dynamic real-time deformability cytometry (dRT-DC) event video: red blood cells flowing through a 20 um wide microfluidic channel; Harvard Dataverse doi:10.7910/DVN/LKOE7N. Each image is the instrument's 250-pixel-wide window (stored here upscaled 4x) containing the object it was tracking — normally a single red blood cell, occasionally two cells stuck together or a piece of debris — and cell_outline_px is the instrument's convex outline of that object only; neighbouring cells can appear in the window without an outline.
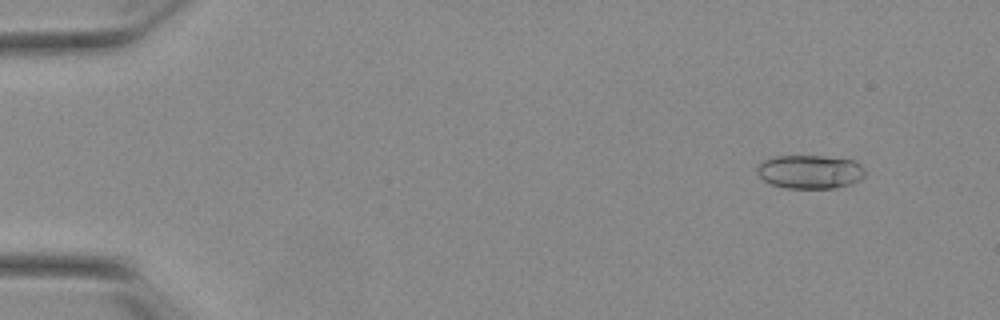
{"species": "Egyptian fruit bat (a non-hibernating species)", "species_latin": "Rousettus aegyptiacus", "temperature_condition": "warm", "stored_images_in_passage": 53, "camera_frame_rate_fps": 3000, "um_per_image_px": 0.085, "animal": {"sex": "female"}, "frame": {"image": 1, "passage_image": 4, "time_ms": 1.0, "image_size_px": [1000, 320], "cell_outline_px": [[864, 176], [860, 180], [852, 184], [832, 188], [784, 188], [772, 184], [764, 180], [756, 172], [756, 168], [764, 160], [772, 156], [824, 156], [852, 160], [860, 164], [864, 168]], "centroid_in_image_um": [68.84, 14.6], "position_along_channel_um": 16.2, "area_um2": 21.21}}
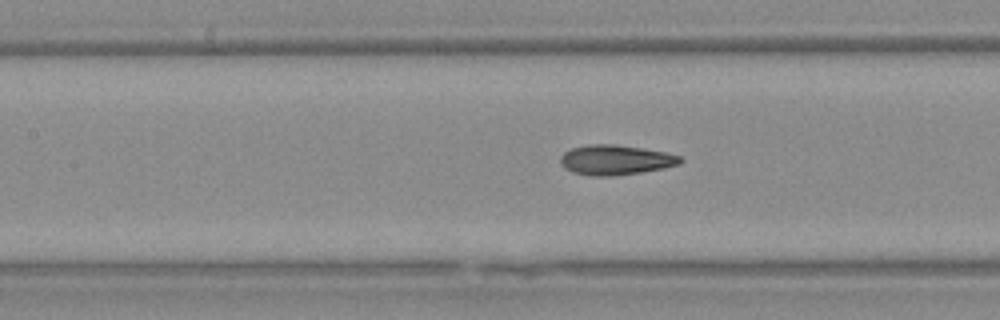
{"frame": {"image": 2, "passage_image": 24, "time_ms": 7.667, "image_size_px": [1000, 320], "cell_outline_px": [[684, 160], [680, 164], [664, 168], [640, 172], [612, 176], [592, 176], [572, 172], [564, 168], [560, 164], [560, 156], [564, 152], [572, 148], [588, 144], [616, 144], [664, 152], [680, 156]], "centroid_in_image_um": [52.29, 13.59], "position_along_channel_um": 155.1, "area_um2": 20.92}}
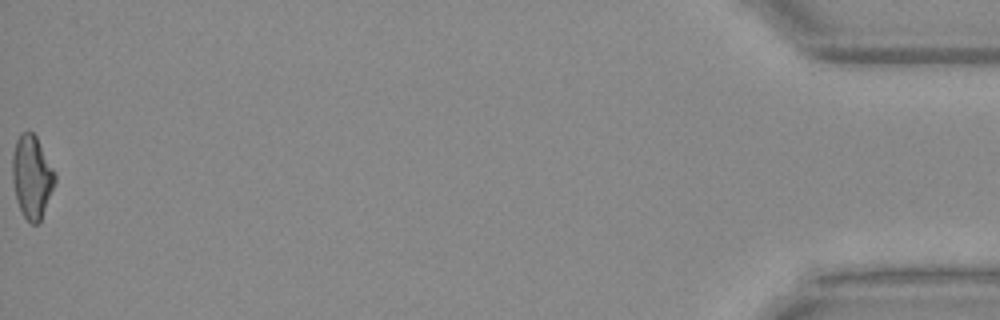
{"frame": {"image": 3, "passage_image": 53, "time_ms": 17.333, "image_size_px": [1000, 320], "cell_outline_px": [[56, 180], [40, 224], [32, 224], [24, 216], [16, 200], [12, 180], [12, 156], [16, 140], [20, 132], [32, 132], [36, 136], [56, 176]], "centroid_in_image_um": [2.69, 15.05], "position_along_channel_um": 432.5, "area_um2": 20.46}, "authors_computed_cell_mechanics": {"area_um2": 20.4612, "velocity_mm_per_s": 3.8867, "shape_relaxation_time_tau1_ms": null, "shape_relaxation_time_tau2_ms": 1.4874, "deformation_change_tau1": null, "deformation_change_tau2": 0.0919}}